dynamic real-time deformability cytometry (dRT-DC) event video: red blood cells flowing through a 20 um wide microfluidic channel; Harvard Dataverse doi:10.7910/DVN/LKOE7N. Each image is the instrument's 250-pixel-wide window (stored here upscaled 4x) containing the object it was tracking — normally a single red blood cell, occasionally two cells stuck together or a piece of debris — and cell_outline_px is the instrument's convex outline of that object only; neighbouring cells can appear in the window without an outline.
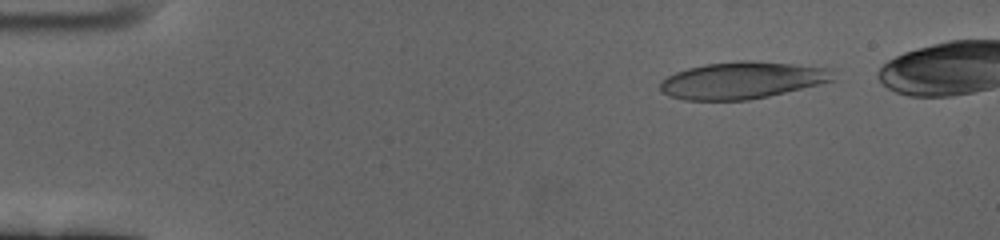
{"species": "human", "species_latin": "Homo sapiens", "temperature_condition": "cold", "stored_images_in_passage": 54, "camera_frame_rate_fps": 3000, "um_per_image_px": 0.085, "donor": {"sex": "female"}, "frame": {"image": 1, "passage_image": 6, "time_ms": 1.667, "image_size_px": [1000, 240], "cell_outline_px": [[836, 80], [768, 96], [748, 100], [684, 100], [668, 96], [660, 92], [660, 80], [676, 72], [688, 68], [704, 64], [740, 60], [752, 60], [832, 68]], "centroid_in_image_um": [63.06, 6.82], "position_along_channel_um": 21.9, "area_um2": 37.45}}
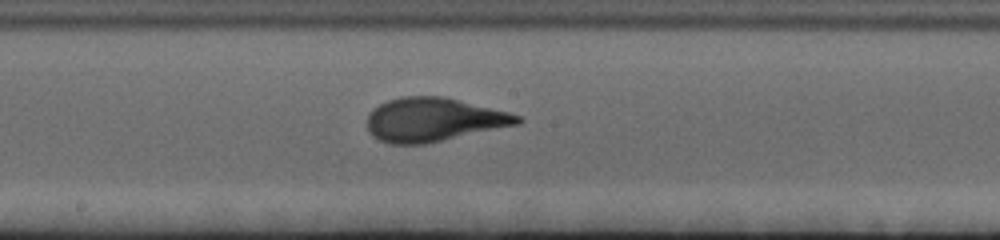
{"frame": {"image": 2, "passage_image": 31, "time_ms": 10.0, "image_size_px": [1000, 240], "cell_outline_px": [[524, 120], [520, 124], [424, 144], [388, 144], [372, 136], [368, 132], [368, 112], [372, 108], [388, 100], [400, 96], [444, 96], [508, 112], [520, 116]], "centroid_in_image_um": [36.83, 10.17], "position_along_channel_um": 211.4, "area_um2": 38.38}}
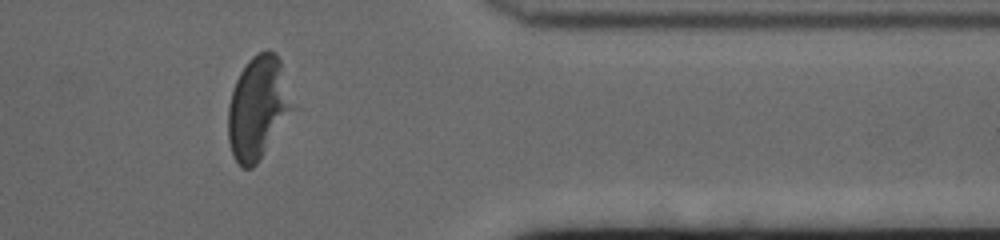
{"frame": {"image": 3, "passage_image": 48, "time_ms": 15.667, "image_size_px": [1000, 240], "cell_outline_px": [[292, 108], [256, 164], [252, 168], [240, 168], [232, 156], [228, 140], [228, 104], [236, 80], [240, 72], [248, 60], [252, 56], [268, 48], [276, 52], [280, 60]], "centroid_in_image_um": [21.84, 9.15], "position_along_channel_um": 389.6, "area_um2": 37.57}}